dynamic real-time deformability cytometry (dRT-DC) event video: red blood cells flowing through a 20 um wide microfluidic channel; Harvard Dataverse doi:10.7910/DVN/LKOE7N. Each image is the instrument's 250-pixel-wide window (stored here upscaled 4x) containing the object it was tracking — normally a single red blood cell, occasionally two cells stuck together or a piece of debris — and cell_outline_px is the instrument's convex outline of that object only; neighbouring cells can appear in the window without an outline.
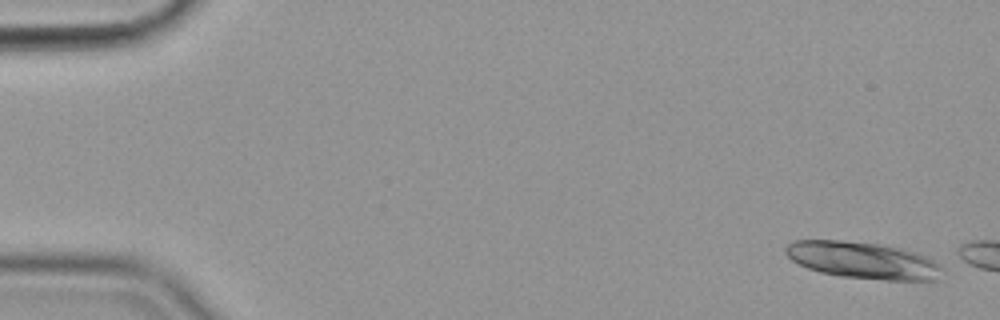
{"species": "common noctule bat (a hibernating species)", "species_latin": "Nyctalus noctula", "temperature_condition": "cold", "stored_images_in_passage": 6, "camera_frame_rate_fps": 3000, "um_per_image_px": 0.085, "animal": {"sex": "female", "body_mass_g": 19.9}, "frame": {"image": 1, "passage_image": 1, "time_ms": 0.0, "image_size_px": [1000, 320], "cell_outline_px": [[944, 268], [940, 280], [884, 280], [840, 276], [820, 272], [808, 268], [792, 260], [784, 252], [784, 248], [792, 240], [840, 240], [880, 244], [900, 248], [916, 252], [940, 264]], "centroid_in_image_um": [73.37, 22.13], "position_along_channel_um": 11.6, "area_um2": 33.76}}